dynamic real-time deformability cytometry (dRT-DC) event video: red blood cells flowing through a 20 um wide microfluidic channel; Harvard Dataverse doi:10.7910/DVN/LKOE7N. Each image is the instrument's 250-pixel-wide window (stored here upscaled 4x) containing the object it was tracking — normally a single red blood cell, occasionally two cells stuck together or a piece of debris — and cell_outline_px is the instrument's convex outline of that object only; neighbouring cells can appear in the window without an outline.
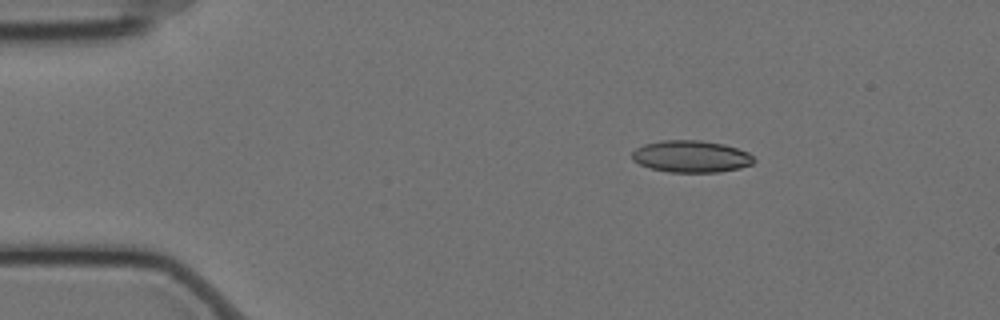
{"species": "Egyptian fruit bat (a non-hibernating species)", "species_latin": "Rousettus aegyptiacus", "temperature_condition": "cold", "stored_images_in_passage": 42, "camera_frame_rate_fps": 3000, "um_per_image_px": 0.085, "animal": {"sex": "female"}, "frame": {"image": 1, "passage_image": 1, "time_ms": 0.0, "image_size_px": [1000, 320], "cell_outline_px": [[756, 160], [752, 164], [740, 168], [720, 172], [668, 172], [652, 168], [640, 164], [632, 160], [632, 152], [636, 148], [644, 144], [664, 140], [700, 140], [724, 144], [748, 152]], "centroid_in_image_um": [58.76, 13.3], "position_along_channel_um": 26.2, "area_um2": 22.66}}
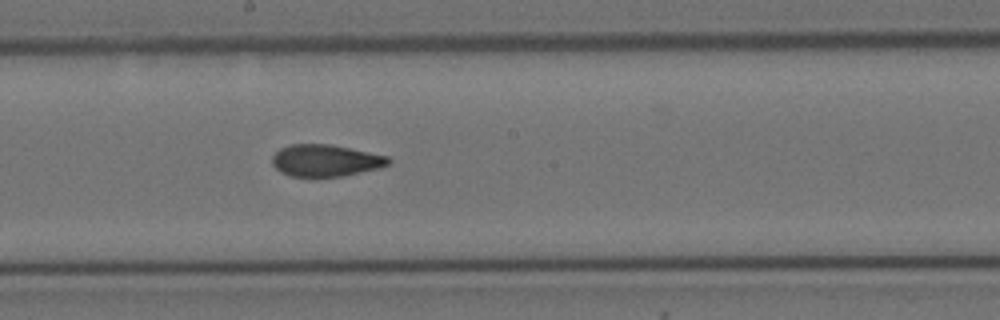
{"frame": {"image": 2, "passage_image": 23, "time_ms": 7.333, "image_size_px": [1000, 320], "cell_outline_px": [[392, 164], [380, 168], [340, 176], [292, 176], [280, 172], [272, 164], [272, 156], [280, 148], [292, 144], [328, 144], [388, 156], [392, 160]], "centroid_in_image_um": [27.68, 13.64], "position_along_channel_um": 220.5, "area_um2": 21.44}}
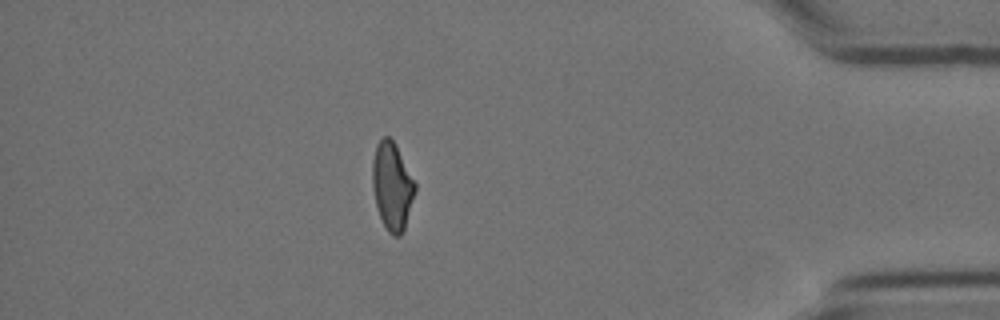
{"frame": {"image": 3, "passage_image": 42, "time_ms": 13.667, "image_size_px": [1000, 320], "cell_outline_px": [[416, 188], [404, 228], [400, 236], [392, 236], [388, 232], [380, 216], [376, 204], [372, 188], [372, 160], [376, 144], [384, 136], [388, 136], [396, 144], [416, 184]], "centroid_in_image_um": [33.31, 15.79], "position_along_channel_um": 401.9, "area_um2": 21.62}, "authors_computed_cell_mechanics": {"area_um2": 22.4264, "velocity_mm_per_s": 3.516, "shape_relaxation_time_tau1_ms": null, "shape_relaxation_time_tau2_ms": 2.4305, "deformation_change_tau1": null, "deformation_change_tau2": 0.078}}